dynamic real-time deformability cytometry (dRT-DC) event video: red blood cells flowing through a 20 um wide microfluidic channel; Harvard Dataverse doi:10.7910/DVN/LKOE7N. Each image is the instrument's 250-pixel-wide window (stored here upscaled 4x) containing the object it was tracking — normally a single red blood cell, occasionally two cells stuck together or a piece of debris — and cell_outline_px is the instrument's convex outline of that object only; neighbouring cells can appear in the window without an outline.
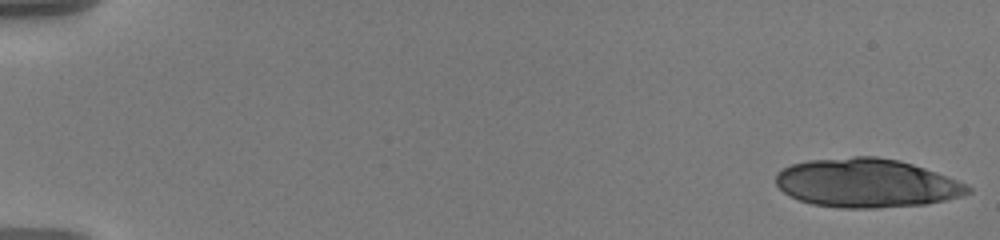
{"species": "human", "species_latin": "Homo sapiens", "temperature_condition": "warm", "stored_images_in_passage": 20, "camera_frame_rate_fps": 3000, "um_per_image_px": 0.085, "donor": {"sex": "male"}, "frame": {"image": 1, "passage_image": 1, "time_ms": 0.0, "image_size_px": [1000, 240], "cell_outline_px": [[972, 192], [960, 196], [944, 200], [924, 204], [880, 208], [840, 208], [812, 204], [788, 196], [776, 184], [776, 172], [792, 164], [808, 160], [852, 156], [876, 156], [900, 160], [936, 172], [968, 184], [972, 188]], "centroid_in_image_um": [73.65, 15.56], "position_along_channel_um": 11.4, "area_um2": 54.79}}
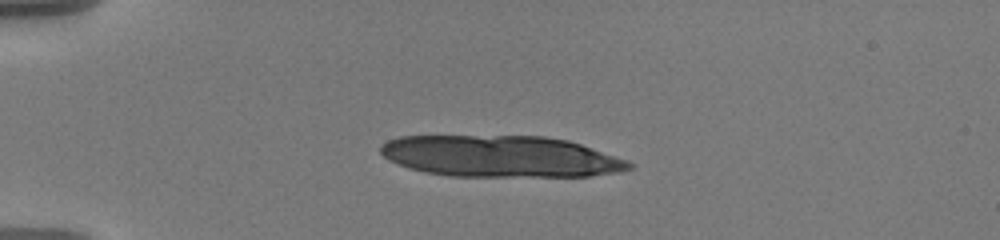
{"frame": {"image": 2, "passage_image": 14, "time_ms": 4.333, "image_size_px": [1000, 240], "cell_outline_px": [[632, 168], [616, 172], [588, 176], [448, 176], [424, 172], [408, 168], [396, 164], [388, 160], [380, 152], [380, 148], [388, 140], [400, 136], [544, 136], [568, 140], [628, 160], [632, 164]], "centroid_in_image_um": [42.52, 13.29], "position_along_channel_um": 42.5, "area_um2": 60.05}}